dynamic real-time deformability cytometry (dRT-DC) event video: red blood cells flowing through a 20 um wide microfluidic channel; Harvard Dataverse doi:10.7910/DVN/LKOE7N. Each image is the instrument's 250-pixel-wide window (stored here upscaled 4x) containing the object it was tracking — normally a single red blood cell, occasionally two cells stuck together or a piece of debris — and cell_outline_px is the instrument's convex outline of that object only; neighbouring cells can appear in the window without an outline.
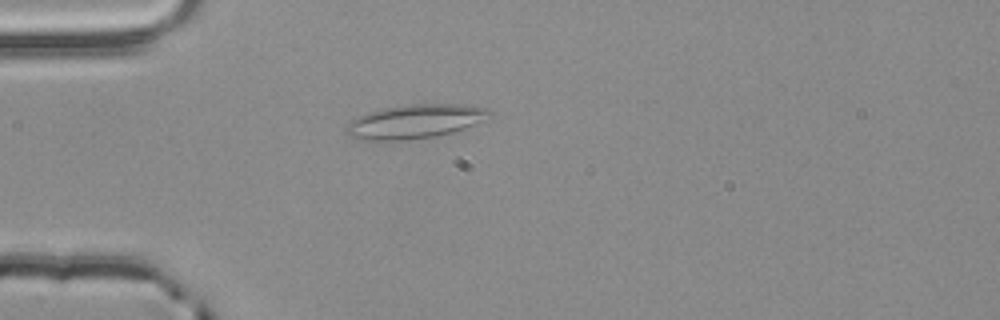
{"species": "common noctule bat (a hibernating species)", "species_latin": "Nyctalus noctula", "temperature_condition": "room temperature", "stored_images_in_passage": 2, "camera_frame_rate_fps": 3000, "um_per_image_px": 0.085, "animal": {"sex": "male", "body_mass_g": 20.4}, "frame": {"image": 1, "passage_image": 2, "time_ms": 0.333, "image_size_px": [1000, 320], "cell_outline_px": [[492, 112], [472, 124], [464, 128], [452, 132], [436, 136], [408, 140], [364, 140], [348, 136], [344, 132], [344, 128], [356, 116], [380, 108], [400, 104], [464, 104], [488, 108]], "centroid_in_image_um": [35.16, 10.31], "position_along_channel_um": 49.8, "area_um2": 28.38}}